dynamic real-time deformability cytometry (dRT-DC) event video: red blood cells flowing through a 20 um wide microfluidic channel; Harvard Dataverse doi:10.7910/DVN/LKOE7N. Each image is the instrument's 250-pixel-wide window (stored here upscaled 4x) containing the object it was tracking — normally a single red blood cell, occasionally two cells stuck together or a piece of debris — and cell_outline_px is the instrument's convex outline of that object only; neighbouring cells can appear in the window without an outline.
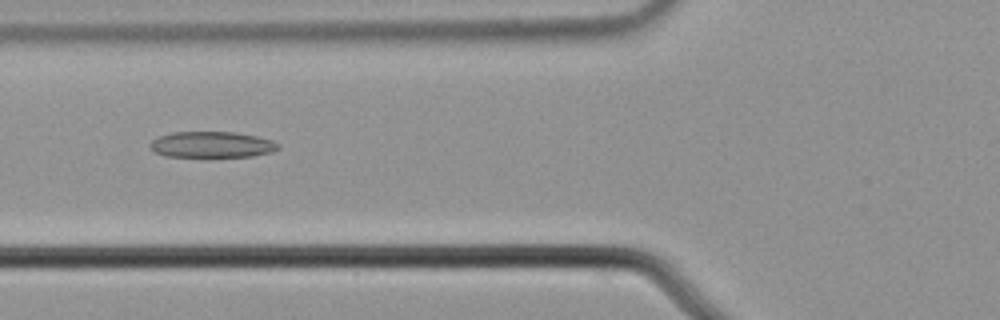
{"species": "common noctule bat (a hibernating species)", "species_latin": "Nyctalus noctula", "temperature_condition": "cold", "stored_images_in_passage": 5, "camera_frame_rate_fps": 3000, "um_per_image_px": 0.085, "animal": {"sex": "male", "body_mass_g": 21.5, "forearm_length_mm": 52.0}, "frame": {"image": 1, "passage_image": 4, "time_ms": 1.0, "image_size_px": [1000, 320], "cell_outline_px": [[280, 148], [272, 152], [252, 156], [212, 160], [164, 156], [148, 148], [148, 144], [152, 140], [160, 136], [172, 132], [236, 132], [256, 136], [272, 140], [280, 144]], "centroid_in_image_um": [17.99, 12.35], "position_along_channel_um": 107.8, "area_um2": 20.69}}
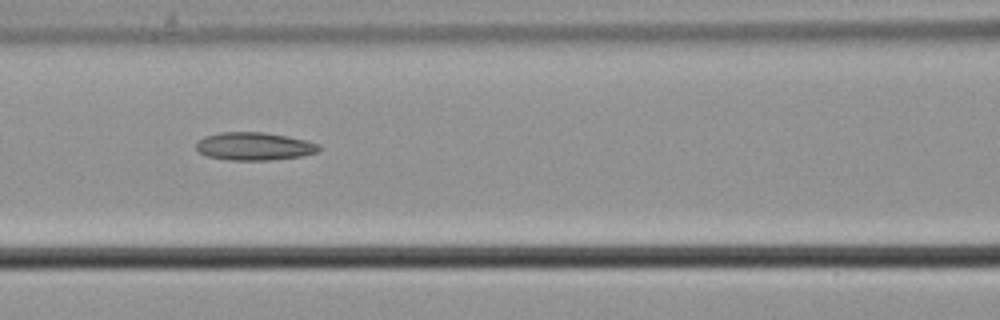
{"frame": {"image": 2, "passage_image": 5, "time_ms": 1.333, "image_size_px": [1000, 320], "cell_outline_px": [[320, 148], [316, 152], [300, 156], [268, 160], [228, 160], [204, 156], [196, 148], [196, 144], [204, 136], [220, 132], [264, 132], [288, 136], [304, 140], [316, 144]], "centroid_in_image_um": [21.54, 12.43], "position_along_channel_um": 145.1, "area_um2": 19.83}}